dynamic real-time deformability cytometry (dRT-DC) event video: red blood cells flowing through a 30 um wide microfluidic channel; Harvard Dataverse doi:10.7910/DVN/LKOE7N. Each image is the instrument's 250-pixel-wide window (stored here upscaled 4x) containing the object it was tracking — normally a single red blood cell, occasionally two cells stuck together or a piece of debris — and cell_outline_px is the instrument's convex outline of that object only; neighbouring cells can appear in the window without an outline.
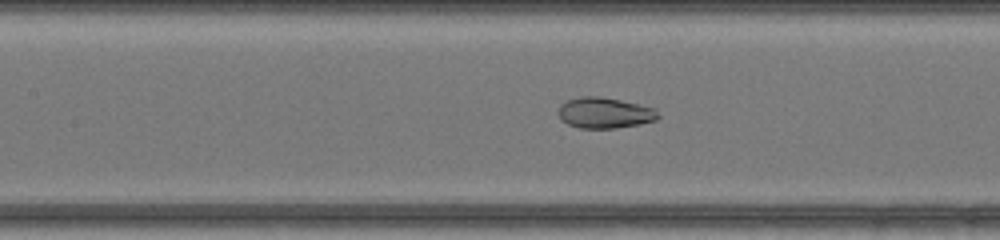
{"species": "common noctule bat (a hibernating species)", "species_latin": "Nyctalus noctula", "temperature_condition": "warm", "stored_images_in_passage": 48, "camera_frame_rate_fps": 3000, "um_per_image_px": 0.085, "animal": {"sex": "female", "body_mass_g": 17.0, "forearm_length_mm": 48.0}, "frame": {"image": 1, "passage_image": 23, "time_ms": 7.333, "image_size_px": [1000, 240], "cell_outline_px": [[660, 116], [656, 120], [640, 124], [616, 128], [580, 128], [568, 124], [560, 120], [556, 112], [560, 104], [568, 100], [580, 96], [600, 96], [620, 100], [656, 108]], "centroid_in_image_um": [51.37, 9.59], "position_along_channel_um": 156.0, "area_um2": 18.15}}
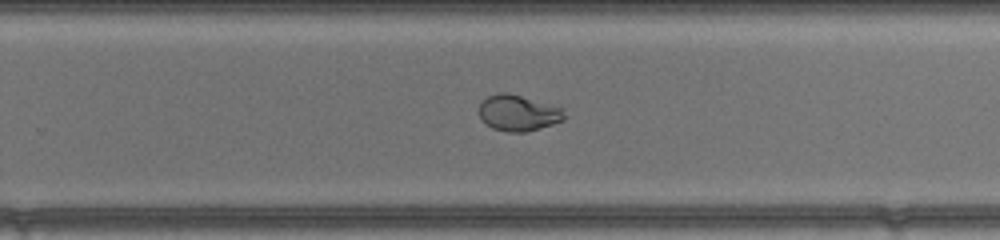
{"frame": {"image": 2, "passage_image": 32, "time_ms": 10.333, "image_size_px": [1000, 240], "cell_outline_px": [[568, 116], [564, 120], [552, 124], [524, 132], [508, 132], [492, 128], [480, 120], [480, 104], [488, 96], [500, 92], [508, 92], [564, 108]], "centroid_in_image_um": [44.08, 9.6], "position_along_channel_um": 285.7, "area_um2": 17.98}}
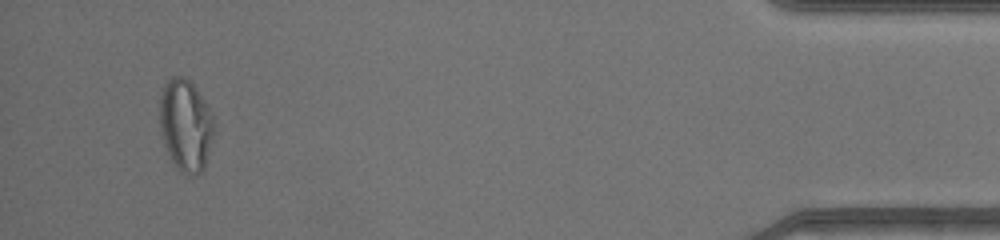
{"frame": {"image": 3, "passage_image": 46, "time_ms": 15.0, "image_size_px": [1000, 240], "cell_outline_px": [[216, 132], [204, 168], [196, 176], [188, 176], [176, 168], [164, 144], [160, 128], [160, 96], [164, 84], [172, 76], [184, 76], [196, 88], [204, 100], [216, 124]], "centroid_in_image_um": [15.81, 10.67], "position_along_channel_um": 419.4, "area_um2": 29.42}}